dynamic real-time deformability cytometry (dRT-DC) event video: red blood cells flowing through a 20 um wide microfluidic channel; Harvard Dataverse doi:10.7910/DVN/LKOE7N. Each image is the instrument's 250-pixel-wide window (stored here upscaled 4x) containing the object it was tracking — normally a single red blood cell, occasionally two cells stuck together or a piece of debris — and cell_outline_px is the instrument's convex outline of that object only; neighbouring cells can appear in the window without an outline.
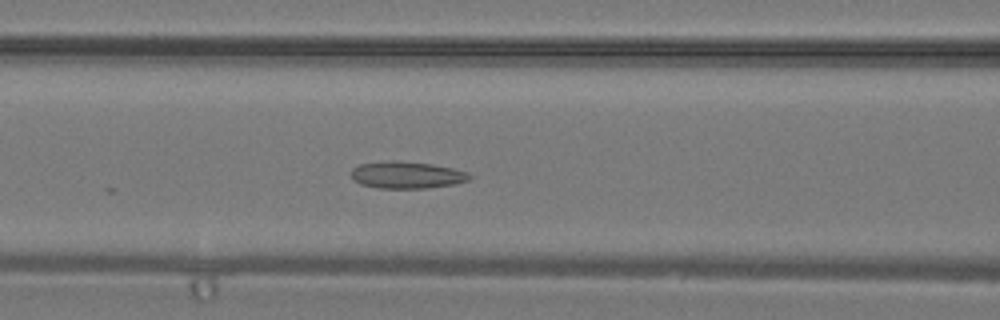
{"species": "common noctule bat (a hibernating species)", "species_latin": "Nyctalus noctula", "temperature_condition": "warm", "stored_images_in_passage": 18, "camera_frame_rate_fps": 3000, "um_per_image_px": 0.085, "animal": {"sex": "male", "body_mass_g": 19.2, "forearm_length_mm": 51.8}, "frame": {"image": 1, "passage_image": 15, "time_ms": 4.667, "image_size_px": [1000, 320], "cell_outline_px": [[472, 176], [468, 180], [452, 184], [428, 188], [380, 188], [360, 184], [352, 180], [352, 168], [360, 164], [392, 160], [396, 160], [432, 164], [452, 168], [468, 172]], "centroid_in_image_um": [34.56, 14.87], "position_along_channel_um": 132.0, "area_um2": 18.55}}
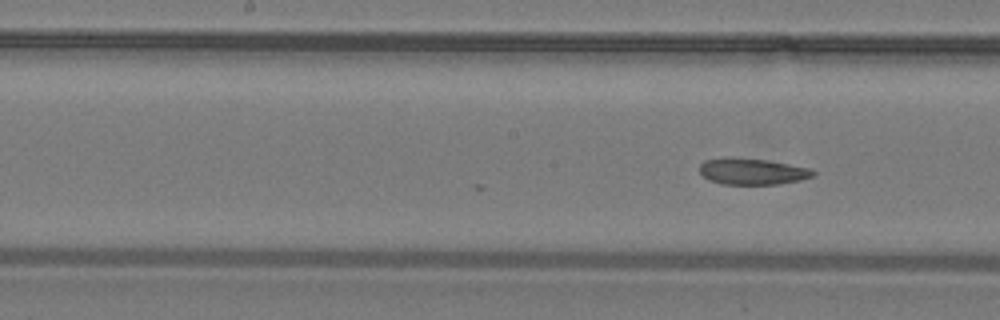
{"frame": {"image": 2, "passage_image": 18, "time_ms": 5.667, "image_size_px": [1000, 320], "cell_outline_px": [[816, 176], [800, 180], [780, 184], [720, 184], [708, 180], [700, 172], [700, 164], [704, 160], [768, 160], [808, 168], [816, 172]], "centroid_in_image_um": [64.01, 14.62], "position_along_channel_um": 184.2, "area_um2": 16.7}}